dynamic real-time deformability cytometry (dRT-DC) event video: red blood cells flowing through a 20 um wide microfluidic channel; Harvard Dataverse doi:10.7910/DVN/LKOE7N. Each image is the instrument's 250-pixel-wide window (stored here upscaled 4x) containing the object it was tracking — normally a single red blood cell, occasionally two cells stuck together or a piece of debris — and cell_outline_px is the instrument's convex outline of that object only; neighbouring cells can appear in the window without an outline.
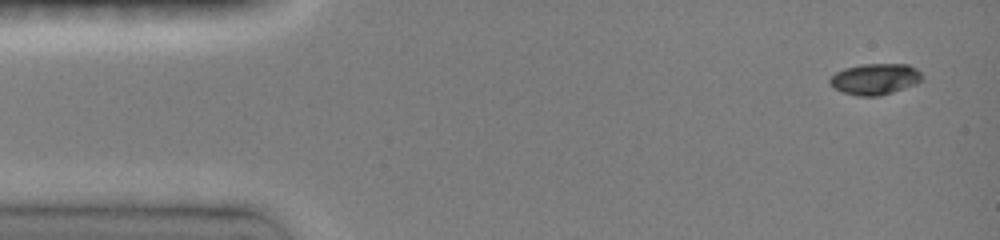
{"species": "common noctule bat (a hibernating species)", "species_latin": "Nyctalus noctula", "temperature_condition": "room temperature", "stored_images_in_passage": 26, "camera_frame_rate_fps": 3000, "um_per_image_px": 0.085, "animal": {"sex": "female", "body_mass_g": 19.0, "forearm_length_mm": 51.5}, "frame": {"image": 1, "passage_image": 1, "time_ms": 0.0, "image_size_px": [1000, 240], "cell_outline_px": [[920, 80], [916, 84], [880, 96], [856, 96], [832, 88], [828, 80], [836, 72], [844, 68], [860, 64], [908, 64], [916, 68], [920, 72]], "centroid_in_image_um": [74.34, 6.72], "position_along_channel_um": 10.7, "area_um2": 16.7}}
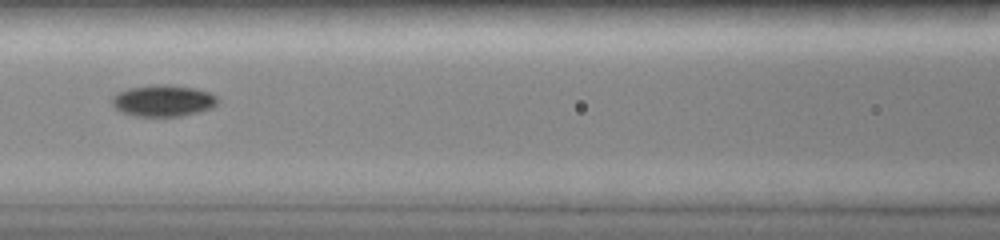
{"frame": {"image": 2, "passage_image": 10, "time_ms": 3.0, "image_size_px": [1000, 240], "cell_outline_px": [[216, 104], [212, 108], [200, 112], [180, 116], [136, 116], [124, 112], [116, 108], [112, 104], [112, 96], [116, 92], [128, 88], [148, 84], [168, 84], [196, 88], [208, 92], [216, 96]], "centroid_in_image_um": [13.85, 8.54], "position_along_channel_um": 152.8, "area_um2": 19.54}}
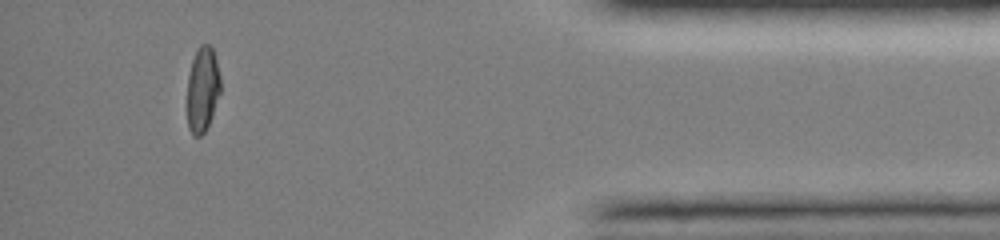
{"frame": {"image": 3, "passage_image": 24, "time_ms": 7.667, "image_size_px": [1000, 240], "cell_outline_px": [[220, 92], [208, 124], [204, 132], [200, 136], [196, 136], [188, 128], [188, 76], [192, 60], [200, 44], [208, 44], [212, 48], [216, 60], [220, 76]], "centroid_in_image_um": [17.22, 7.56], "position_along_channel_um": 418.0, "area_um2": 16.13}}